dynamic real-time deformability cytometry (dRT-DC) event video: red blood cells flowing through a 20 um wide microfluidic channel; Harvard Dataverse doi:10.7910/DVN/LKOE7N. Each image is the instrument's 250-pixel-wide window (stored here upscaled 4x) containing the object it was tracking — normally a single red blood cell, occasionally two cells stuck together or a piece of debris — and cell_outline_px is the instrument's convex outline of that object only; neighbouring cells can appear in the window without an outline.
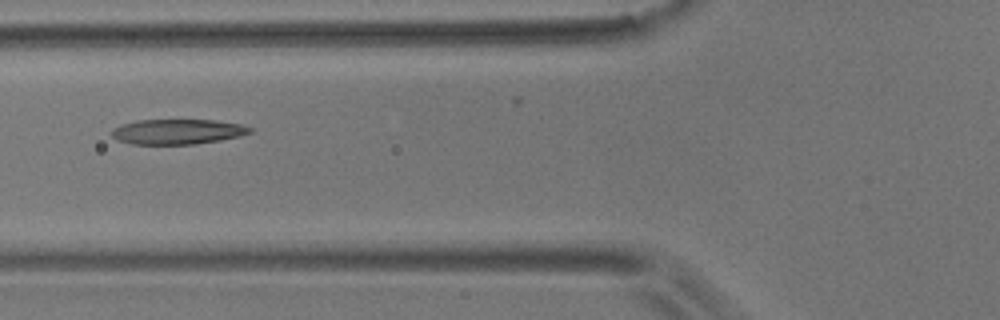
{"species": "common noctule bat (a hibernating species)", "species_latin": "Nyctalus noctula", "temperature_condition": "room temperature", "stored_images_in_passage": 9, "camera_frame_rate_fps": 3000, "um_per_image_px": 0.085, "animal": {"sex": "male", "body_mass_g": 17.9}, "frame": {"image": 1, "passage_image": 6, "time_ms": 6.0, "image_size_px": [1000, 320], "cell_outline_px": [[252, 132], [240, 136], [220, 140], [196, 144], [132, 144], [120, 140], [112, 136], [112, 128], [120, 124], [136, 120], [216, 120], [240, 124], [252, 128]], "centroid_in_image_um": [15.09, 11.18], "position_along_channel_um": 110.7, "area_um2": 20.23}}
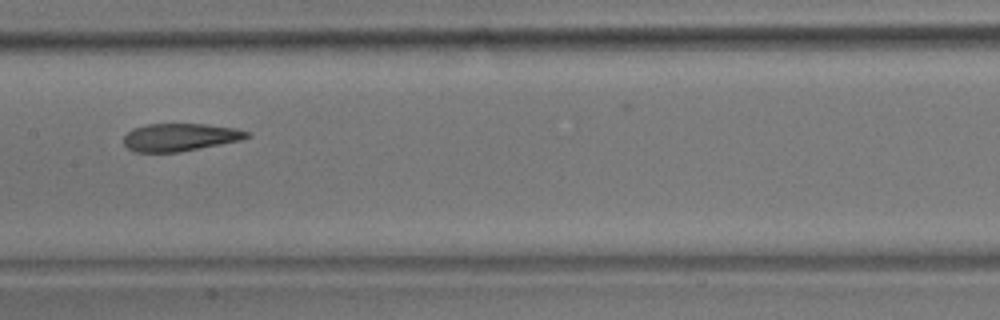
{"frame": {"image": 2, "passage_image": 8, "time_ms": 8.333, "image_size_px": [1000, 320], "cell_outline_px": [[252, 136], [244, 140], [180, 152], [136, 152], [128, 148], [124, 144], [124, 136], [132, 128], [148, 124], [204, 124], [236, 128], [252, 132]], "centroid_in_image_um": [15.37, 11.66], "position_along_channel_um": 192.0, "area_um2": 20.17}}
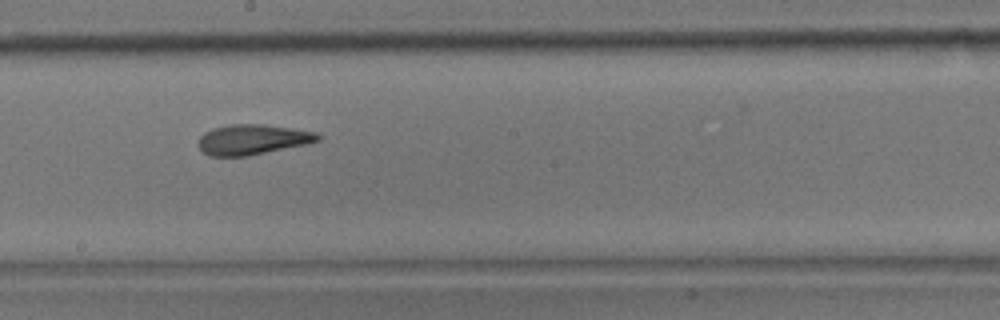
{"frame": {"image": 3, "passage_image": 9, "time_ms": 9.333, "image_size_px": [1000, 320], "cell_outline_px": [[320, 140], [308, 144], [248, 156], [208, 156], [200, 148], [200, 136], [204, 132], [212, 128], [228, 124], [264, 124], [292, 128], [316, 132], [320, 136]], "centroid_in_image_um": [21.48, 11.85], "position_along_channel_um": 226.7, "area_um2": 21.1}}